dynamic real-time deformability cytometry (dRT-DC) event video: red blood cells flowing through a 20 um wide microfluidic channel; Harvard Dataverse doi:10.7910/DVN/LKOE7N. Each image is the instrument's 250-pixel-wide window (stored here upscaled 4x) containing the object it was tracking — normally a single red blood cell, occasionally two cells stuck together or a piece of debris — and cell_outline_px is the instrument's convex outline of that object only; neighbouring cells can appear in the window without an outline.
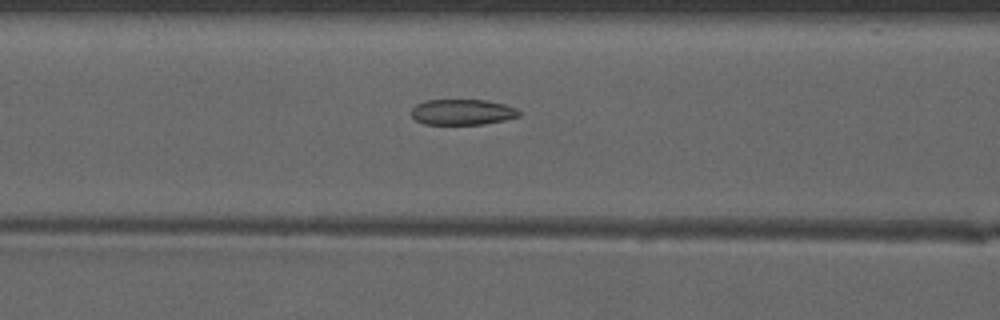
{"species": "common noctule bat (a hibernating species)", "species_latin": "Nyctalus noctula", "temperature_condition": "warm", "stored_images_in_passage": 39, "camera_frame_rate_fps": 3000, "um_per_image_px": 0.085, "animal": {"sex": "male", "forearm_length_mm": 52.5}, "frame": {"image": 1, "passage_image": 10, "time_ms": 3.0, "image_size_px": [1000, 320], "cell_outline_px": [[520, 116], [504, 120], [484, 124], [424, 124], [416, 120], [412, 116], [412, 108], [416, 104], [424, 100], [488, 100], [504, 104], [516, 108], [520, 112]], "centroid_in_image_um": [39.3, 9.52], "position_along_channel_um": 127.3, "area_um2": 16.13}}
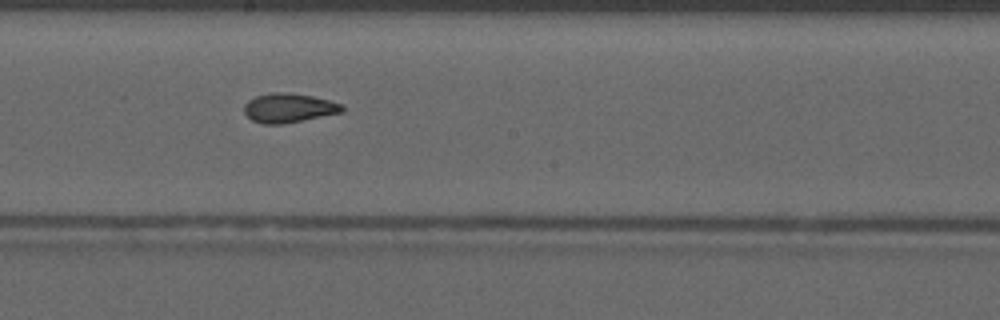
{"frame": {"image": 2, "passage_image": 17, "time_ms": 5.333, "image_size_px": [1000, 320], "cell_outline_px": [[344, 112], [304, 120], [280, 124], [264, 124], [252, 120], [244, 112], [244, 104], [248, 100], [256, 96], [272, 92], [288, 92], [312, 96], [344, 104]], "centroid_in_image_um": [24.56, 9.17], "position_along_channel_um": 223.6, "area_um2": 16.76}}
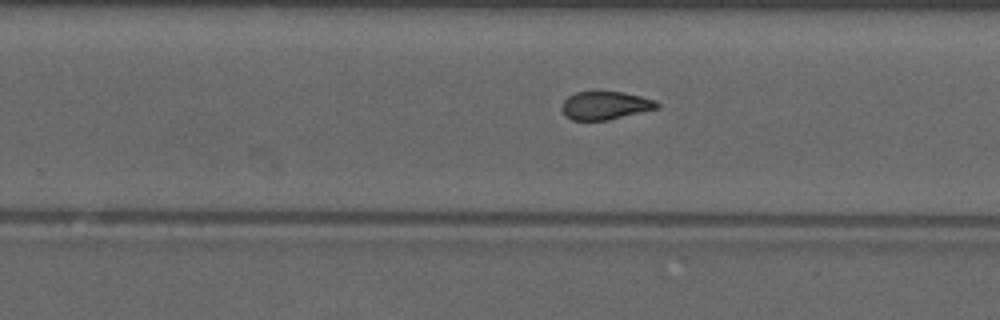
{"frame": {"image": 3, "passage_image": 21, "time_ms": 6.667, "image_size_px": [1000, 320], "cell_outline_px": [[660, 108], [608, 120], [572, 120], [564, 116], [560, 108], [564, 100], [568, 96], [576, 92], [624, 92], [656, 100], [660, 104]], "centroid_in_image_um": [51.45, 8.97], "position_along_channel_um": 278.4, "area_um2": 15.78}, "authors_computed_cell_mechanics": {"area_um2": 16.5308, "velocity_mm_per_s": 4.1351, "shape_relaxation_time_tau1_ms": null, "shape_relaxation_time_tau2_ms": 1.51, "deformation_change_tau1": null, "deformation_change_tau2": 0.0722}}